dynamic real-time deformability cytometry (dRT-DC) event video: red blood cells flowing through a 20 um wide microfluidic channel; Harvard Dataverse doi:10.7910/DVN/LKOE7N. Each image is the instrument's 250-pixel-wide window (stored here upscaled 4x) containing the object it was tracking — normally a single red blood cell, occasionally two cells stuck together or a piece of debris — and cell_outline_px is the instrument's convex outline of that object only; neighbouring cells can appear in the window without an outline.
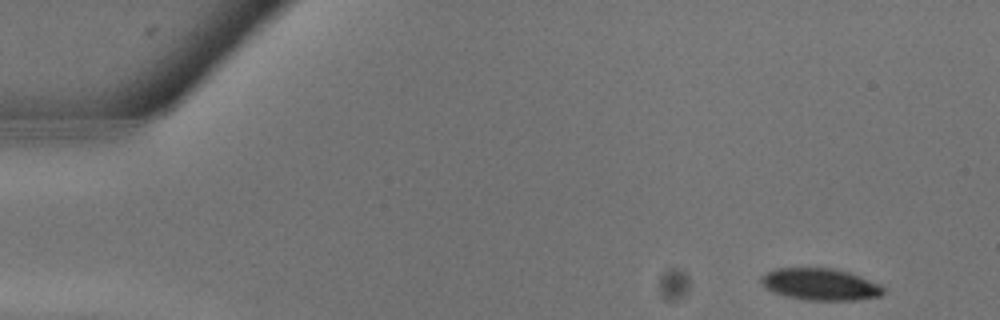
{"species": "common noctule bat (a hibernating species)", "species_latin": "Nyctalus noctula", "temperature_condition": "warm", "stored_images_in_passage": 12, "camera_frame_rate_fps": 3000, "um_per_image_px": 0.085, "animal": {"sex": "male", "body_mass_g": 13.3}, "frame": {"image": 1, "passage_image": 1, "time_ms": 0.0, "image_size_px": [1000, 320], "cell_outline_px": [[884, 292], [880, 296], [856, 300], [804, 300], [784, 296], [772, 292], [764, 288], [760, 284], [760, 276], [776, 268], [832, 268], [848, 272], [860, 276], [880, 284], [884, 288]], "centroid_in_image_um": [69.68, 24.17], "position_along_channel_um": 15.3, "area_um2": 22.89}}
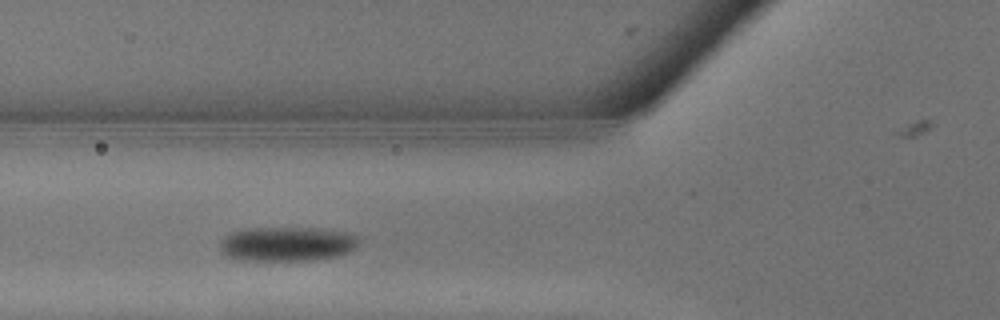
{"frame": {"image": 2, "passage_image": 9, "time_ms": 2.667, "image_size_px": [1000, 320], "cell_outline_px": [[360, 244], [356, 248], [348, 252], [336, 256], [312, 260], [240, 260], [228, 256], [220, 252], [220, 240], [224, 236], [232, 232], [248, 228], [316, 228], [344, 232], [356, 236], [360, 240]], "centroid_in_image_um": [24.39, 20.73], "position_along_channel_um": 101.4, "area_um2": 27.92}}
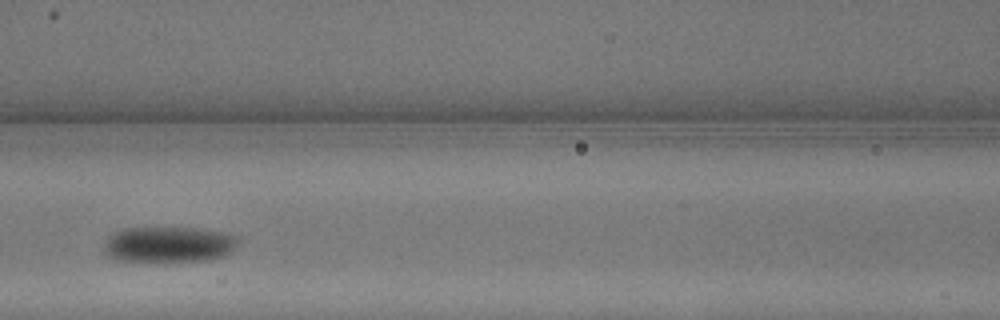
{"frame": {"image": 3, "passage_image": 11, "time_ms": 3.333, "image_size_px": [1000, 320], "cell_outline_px": [[240, 240], [236, 248], [232, 252], [224, 256], [208, 260], [164, 264], [116, 260], [108, 256], [104, 252], [104, 248], [108, 236], [112, 232], [124, 228], [204, 228], [224, 232], [240, 236]], "centroid_in_image_um": [14.39, 20.81], "position_along_channel_um": 152.2, "area_um2": 29.42}}